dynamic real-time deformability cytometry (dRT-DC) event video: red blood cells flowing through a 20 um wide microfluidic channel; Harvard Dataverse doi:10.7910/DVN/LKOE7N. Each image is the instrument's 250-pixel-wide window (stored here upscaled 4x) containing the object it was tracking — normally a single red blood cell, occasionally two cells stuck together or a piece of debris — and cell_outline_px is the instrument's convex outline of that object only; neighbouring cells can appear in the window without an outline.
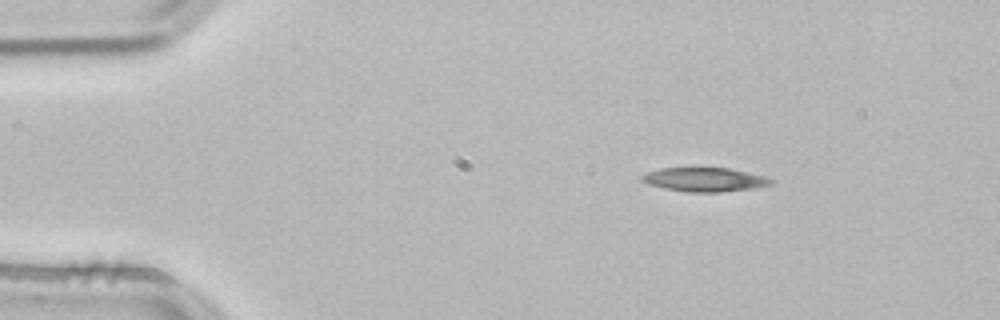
{"species": "common noctule bat (a hibernating species)", "species_latin": "Nyctalus noctula", "temperature_condition": "room temperature", "stored_images_in_passage": 2, "camera_frame_rate_fps": 3000, "um_per_image_px": 0.085, "animal": {"sex": "male", "body_mass_g": 21.5, "forearm_length_mm": 52.0}, "frame": {"image": 1, "passage_image": 1, "time_ms": 0.0, "image_size_px": [1000, 320], "cell_outline_px": [[776, 180], [772, 184], [752, 188], [720, 192], [688, 192], [664, 188], [648, 184], [640, 176], [648, 172], [660, 168], [692, 164], [696, 164], [728, 168], [764, 176]], "centroid_in_image_um": [59.86, 15.2], "position_along_channel_um": 25.1, "area_um2": 18.84}}